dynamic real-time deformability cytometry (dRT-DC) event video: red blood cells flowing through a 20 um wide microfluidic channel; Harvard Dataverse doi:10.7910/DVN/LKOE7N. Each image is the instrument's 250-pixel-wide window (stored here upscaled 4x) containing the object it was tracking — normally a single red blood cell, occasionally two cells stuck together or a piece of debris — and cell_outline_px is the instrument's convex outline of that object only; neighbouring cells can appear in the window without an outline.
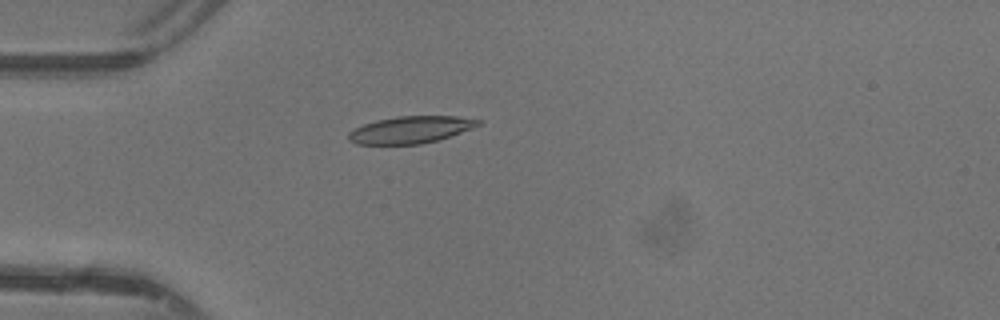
{"species": "common noctule bat (a hibernating species)", "species_latin": "Nyctalus noctula", "temperature_condition": "warm", "stored_images_in_passage": 11, "camera_frame_rate_fps": 3000, "um_per_image_px": 0.085, "animal": {"sex": "female"}, "frame": {"image": 1, "passage_image": 1, "time_ms": 0.0, "image_size_px": [1000, 320], "cell_outline_px": [[484, 120], [480, 124], [472, 128], [436, 140], [420, 144], [356, 144], [348, 140], [348, 132], [364, 124], [376, 120], [396, 116], [456, 116]], "centroid_in_image_um": [34.88, 11.02], "position_along_channel_um": 50.1, "area_um2": 20.29}}
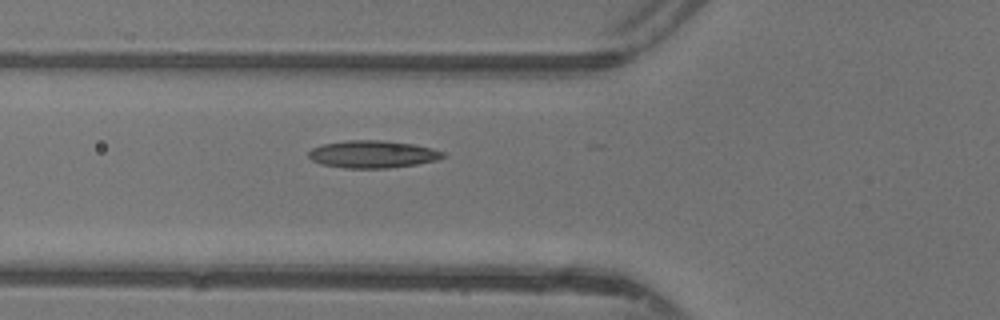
{"frame": {"image": 2, "passage_image": 5, "time_ms": 1.333, "image_size_px": [1000, 320], "cell_outline_px": [[448, 156], [436, 160], [416, 164], [388, 168], [344, 168], [320, 164], [312, 160], [308, 156], [308, 152], [312, 148], [324, 144], [344, 140], [384, 140], [416, 144], [432, 148], [444, 152]], "centroid_in_image_um": [31.69, 13.1], "position_along_channel_um": 94.1, "area_um2": 21.68}}
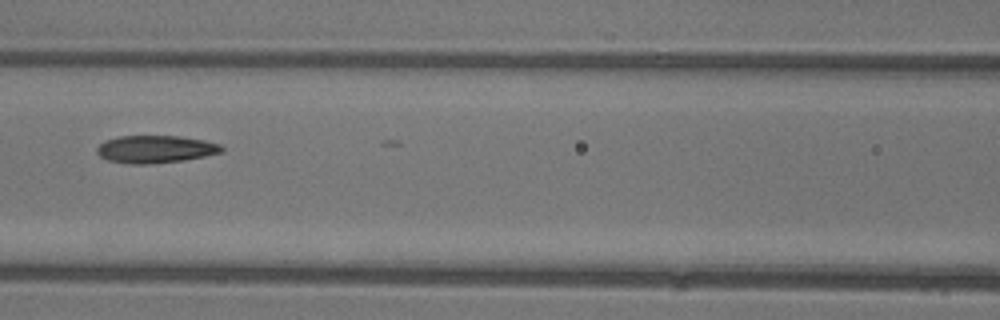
{"frame": {"image": 3, "passage_image": 9, "time_ms": 2.667, "image_size_px": [1000, 320], "cell_outline_px": [[224, 152], [184, 160], [148, 164], [128, 164], [108, 160], [100, 156], [96, 152], [96, 148], [104, 140], [120, 136], [180, 136], [204, 140], [220, 144], [224, 148]], "centroid_in_image_um": [13.21, 12.68], "position_along_channel_um": 153.4, "area_um2": 20.11}}